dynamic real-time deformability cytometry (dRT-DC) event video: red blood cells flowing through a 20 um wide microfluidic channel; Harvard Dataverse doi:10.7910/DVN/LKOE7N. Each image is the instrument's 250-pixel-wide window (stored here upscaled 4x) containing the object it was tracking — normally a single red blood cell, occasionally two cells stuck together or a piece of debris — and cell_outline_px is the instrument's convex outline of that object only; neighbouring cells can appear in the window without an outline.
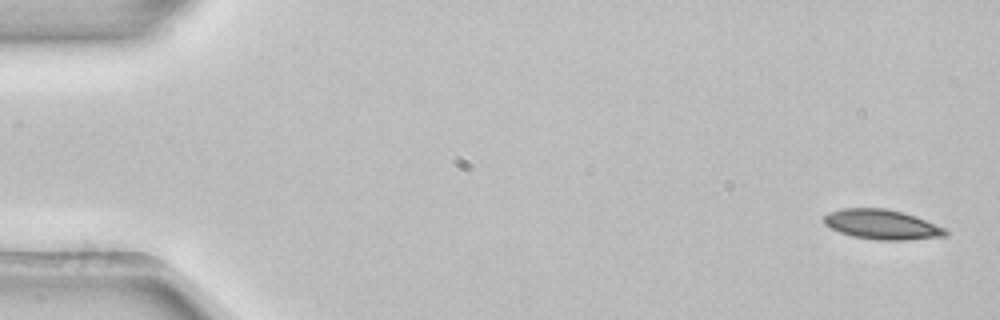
{"species": "common noctule bat (a hibernating species)", "species_latin": "Nyctalus noctula", "temperature_condition": "room temperature", "stored_images_in_passage": 4, "camera_frame_rate_fps": 3000, "um_per_image_px": 0.085, "animal": {"sex": "female", "body_mass_g": 22.7, "forearm_length_mm": 54.2}, "frame": {"image": 1, "passage_image": 1, "time_ms": 0.0, "image_size_px": [1000, 320], "cell_outline_px": [[948, 232], [944, 236], [908, 240], [876, 240], [852, 236], [840, 232], [824, 224], [824, 216], [828, 212], [840, 208], [884, 208], [904, 212], [916, 216], [944, 228]], "centroid_in_image_um": [74.94, 19.07], "position_along_channel_um": 10.1, "area_um2": 21.1}}
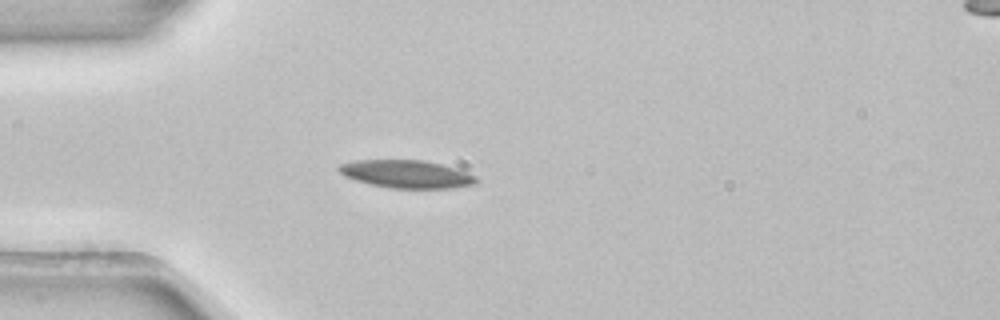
{"frame": {"image": 2, "passage_image": 4, "time_ms": 1.0, "image_size_px": [1000, 320], "cell_outline_px": [[480, 180], [472, 184], [448, 188], [388, 188], [356, 180], [344, 176], [336, 168], [340, 164], [356, 160], [424, 160], [456, 168], [476, 176]], "centroid_in_image_um": [34.53, 14.79], "position_along_channel_um": 50.5, "area_um2": 22.14}}